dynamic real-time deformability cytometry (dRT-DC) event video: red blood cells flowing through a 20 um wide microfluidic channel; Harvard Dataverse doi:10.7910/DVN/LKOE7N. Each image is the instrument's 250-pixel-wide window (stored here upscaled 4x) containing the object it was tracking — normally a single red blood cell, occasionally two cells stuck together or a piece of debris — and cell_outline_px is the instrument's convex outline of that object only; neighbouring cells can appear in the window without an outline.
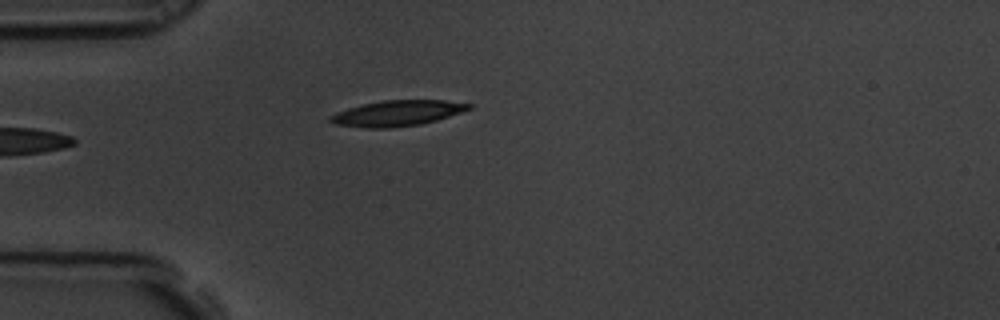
{"species": "common noctule bat (a hibernating species)", "species_latin": "Nyctalus noctula", "temperature_condition": "room temperature", "stored_images_in_passage": 5, "camera_frame_rate_fps": 3000, "um_per_image_px": 0.085, "animal": {"sex": "male", "body_mass_g": 19.5, "forearm_length_mm": 54.6}, "frame": {"image": 1, "passage_image": 5, "time_ms": 1.333, "image_size_px": [1000, 320], "cell_outline_px": [[472, 108], [436, 120], [420, 124], [388, 128], [368, 128], [336, 124], [328, 120], [328, 116], [336, 112], [348, 108], [380, 100], [444, 100], [472, 104]], "centroid_in_image_um": [33.74, 9.62], "position_along_channel_um": 51.3, "area_um2": 20.52}}